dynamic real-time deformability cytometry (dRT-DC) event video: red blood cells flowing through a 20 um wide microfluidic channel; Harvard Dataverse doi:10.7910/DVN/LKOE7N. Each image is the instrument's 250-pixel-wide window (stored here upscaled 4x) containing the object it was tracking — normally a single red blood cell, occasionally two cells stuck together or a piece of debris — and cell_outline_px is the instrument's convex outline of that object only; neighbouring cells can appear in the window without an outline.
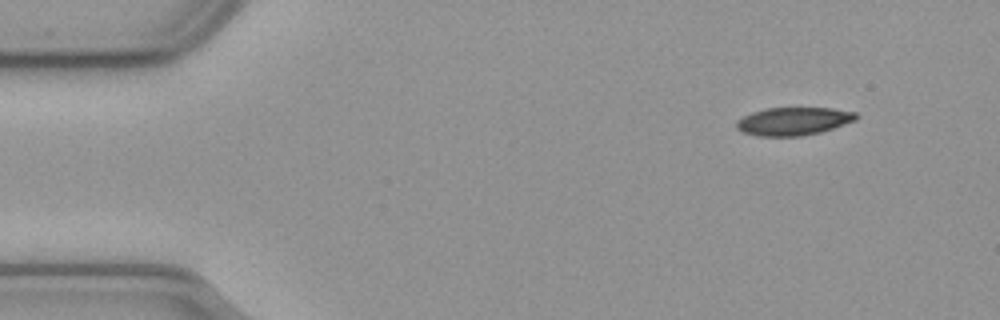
{"species": "common noctule bat (a hibernating species)", "species_latin": "Nyctalus noctula", "temperature_condition": "cold", "stored_images_in_passage": 50, "camera_frame_rate_fps": 3000, "um_per_image_px": 0.085, "animal": {"sex": "male", "body_mass_g": 23.1, "forearm_length_mm": 52.7}, "frame": {"image": 1, "passage_image": 1, "time_ms": 0.0, "image_size_px": [1000, 320], "cell_outline_px": [[860, 116], [856, 120], [820, 132], [800, 136], [756, 136], [744, 132], [736, 128], [736, 120], [752, 112], [764, 108], [832, 108], [856, 112]], "centroid_in_image_um": [67.44, 10.3], "position_along_channel_um": 17.6, "area_um2": 19.54}}
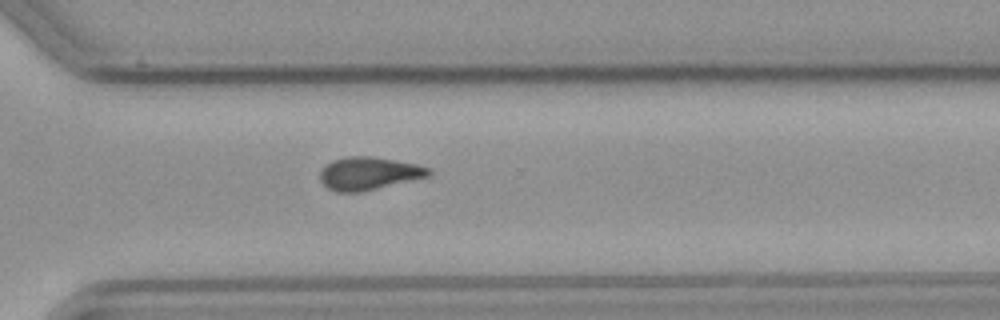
{"frame": {"image": 2, "passage_image": 35, "time_ms": 11.333, "image_size_px": [1000, 320], "cell_outline_px": [[432, 172], [428, 176], [360, 192], [336, 192], [328, 188], [320, 180], [320, 172], [332, 160], [348, 156], [368, 156], [416, 164], [432, 168]], "centroid_in_image_um": [31.34, 14.74], "position_along_channel_um": 339.3, "area_um2": 20.46}}
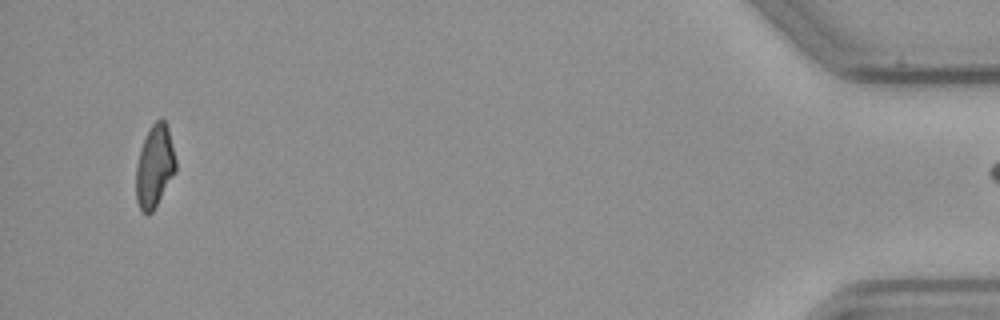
{"frame": {"image": 3, "passage_image": 49, "time_ms": 16.0, "image_size_px": [1000, 320], "cell_outline_px": [[176, 172], [152, 212], [148, 216], [140, 208], [136, 200], [136, 168], [140, 148], [152, 124], [160, 116], [164, 120], [168, 128], [176, 160]], "centroid_in_image_um": [13.15, 14.14], "position_along_channel_um": 422.1, "area_um2": 19.02}}